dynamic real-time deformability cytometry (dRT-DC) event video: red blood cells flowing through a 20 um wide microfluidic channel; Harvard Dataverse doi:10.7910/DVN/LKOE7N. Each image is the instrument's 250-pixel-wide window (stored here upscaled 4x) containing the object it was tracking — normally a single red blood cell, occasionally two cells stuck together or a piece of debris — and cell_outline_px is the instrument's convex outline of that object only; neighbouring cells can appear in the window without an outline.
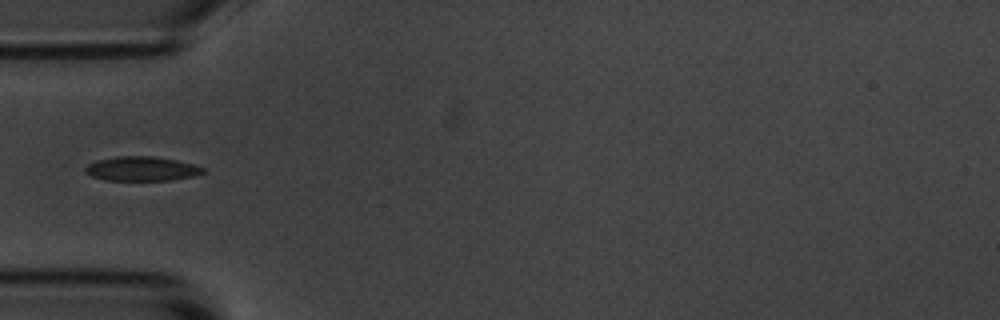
{"species": "common noctule bat (a hibernating species)", "species_latin": "Nyctalus noctula", "temperature_condition": "room temperature", "stored_images_in_passage": 1, "camera_frame_rate_fps": 3000, "um_per_image_px": 0.085, "animal": {"sex": "male", "body_mass_g": 20.1, "forearm_length_mm": 53.5}, "frame": {"image": 1, "passage_image": 1, "time_ms": 0.0, "image_size_px": [1000, 320], "cell_outline_px": [[204, 172], [192, 176], [172, 180], [108, 180], [92, 176], [84, 172], [84, 168], [88, 164], [96, 160], [116, 156], [152, 156], [176, 160], [192, 164], [204, 168]], "centroid_in_image_um": [12.0, 14.34], "position_along_channel_um": 73.0, "area_um2": 16.59}}